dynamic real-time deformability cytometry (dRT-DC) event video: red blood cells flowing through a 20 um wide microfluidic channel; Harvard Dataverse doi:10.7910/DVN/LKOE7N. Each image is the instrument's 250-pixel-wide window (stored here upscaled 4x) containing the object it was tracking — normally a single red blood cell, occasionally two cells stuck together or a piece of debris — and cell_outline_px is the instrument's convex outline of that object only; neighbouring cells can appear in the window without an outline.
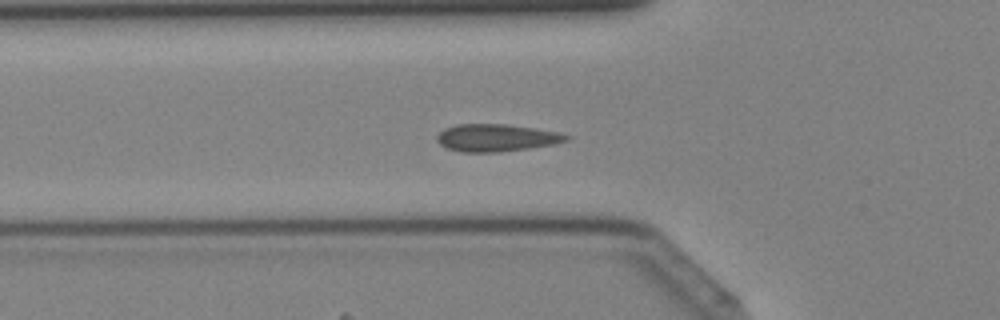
{"species": "Egyptian fruit bat (a non-hibernating species)", "species_latin": "Rousettus aegyptiacus", "temperature_condition": "cold", "stored_images_in_passage": 43, "camera_frame_rate_fps": 3000, "um_per_image_px": 0.085, "animal": {"sex": "female"}, "frame": {"image": 1, "passage_image": 15, "time_ms": 4.667, "image_size_px": [1000, 320], "cell_outline_px": [[572, 136], [568, 140], [552, 144], [528, 148], [500, 152], [460, 152], [448, 148], [440, 144], [436, 140], [436, 136], [444, 128], [456, 124], [508, 124], [560, 132]], "centroid_in_image_um": [42.18, 11.7], "position_along_channel_um": 83.6, "area_um2": 20.69}}
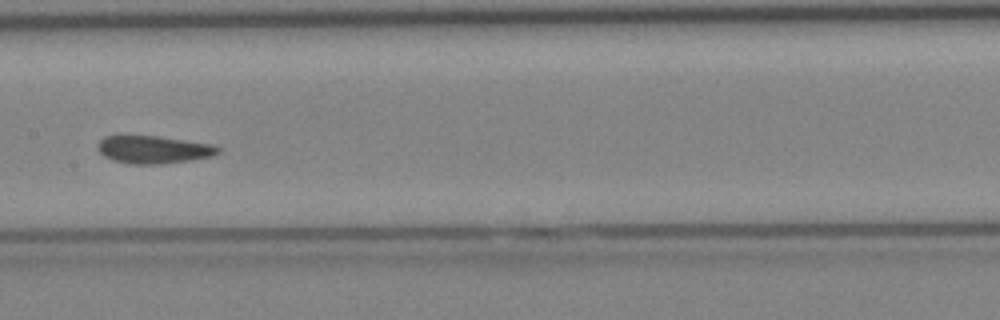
{"frame": {"image": 2, "passage_image": 22, "time_ms": 7.0, "image_size_px": [1000, 320], "cell_outline_px": [[220, 152], [212, 156], [192, 160], [160, 164], [132, 164], [112, 160], [104, 156], [96, 148], [96, 144], [104, 136], [160, 136], [212, 144], [220, 148]], "centroid_in_image_um": [13.04, 12.71], "position_along_channel_um": 194.4, "area_um2": 19.54}}
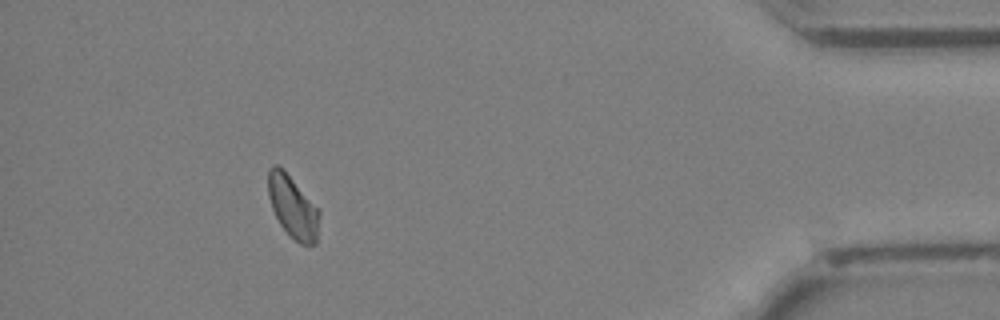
{"frame": {"image": 3, "passage_image": 39, "time_ms": 12.667, "image_size_px": [1000, 320], "cell_outline_px": [[320, 212], [316, 244], [300, 244], [280, 224], [272, 208], [268, 196], [268, 168], [272, 164], [276, 164], [284, 168], [320, 208]], "centroid_in_image_um": [24.9, 17.51], "position_along_channel_um": 410.3, "area_um2": 18.9}}